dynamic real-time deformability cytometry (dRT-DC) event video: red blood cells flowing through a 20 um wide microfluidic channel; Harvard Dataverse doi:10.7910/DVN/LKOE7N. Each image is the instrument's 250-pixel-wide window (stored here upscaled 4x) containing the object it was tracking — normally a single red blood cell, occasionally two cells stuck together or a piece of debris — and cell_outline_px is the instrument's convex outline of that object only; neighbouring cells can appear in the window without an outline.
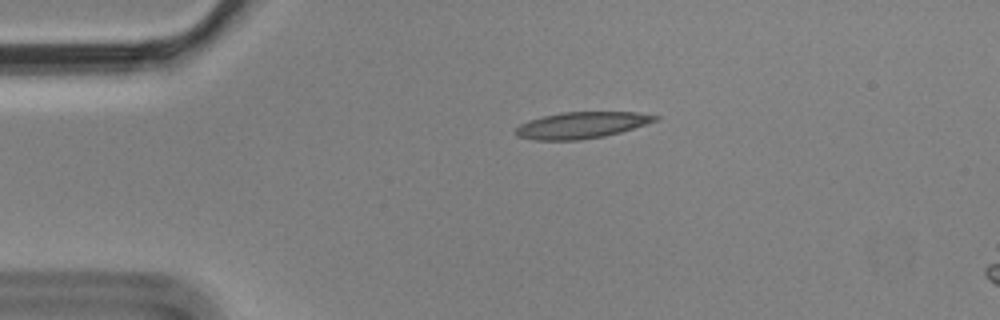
{"species": "Egyptian fruit bat (a non-hibernating species)", "species_latin": "Rousettus aegyptiacus", "temperature_condition": "cold", "stored_images_in_passage": 4, "camera_frame_rate_fps": 3000, "um_per_image_px": 0.085, "animal": {"sex": "male"}, "frame": {"image": 1, "passage_image": 2, "time_ms": 0.333, "image_size_px": [1000, 320], "cell_outline_px": [[660, 120], [620, 132], [604, 136], [580, 140], [536, 140], [516, 136], [516, 128], [520, 124], [528, 120], [544, 116], [564, 112], [636, 112], [660, 116]], "centroid_in_image_um": [49.46, 10.64], "position_along_channel_um": 35.5, "area_um2": 21.44}}